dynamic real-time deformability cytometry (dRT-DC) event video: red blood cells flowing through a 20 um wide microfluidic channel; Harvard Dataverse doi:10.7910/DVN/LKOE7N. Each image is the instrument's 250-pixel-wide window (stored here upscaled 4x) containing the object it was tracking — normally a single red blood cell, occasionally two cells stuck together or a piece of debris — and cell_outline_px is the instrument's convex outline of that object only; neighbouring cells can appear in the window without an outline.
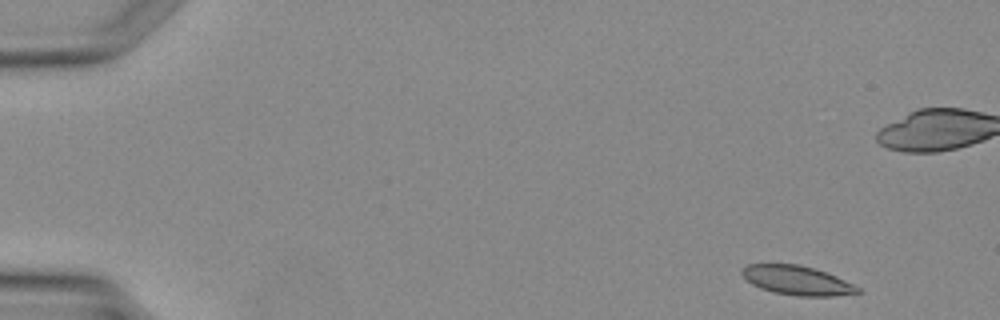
{"species": "Egyptian fruit bat (a non-hibernating species)", "species_latin": "Rousettus aegyptiacus", "temperature_condition": "warm", "stored_images_in_passage": 5, "camera_frame_rate_fps": 3000, "um_per_image_px": 0.085, "animal": {"sex": "female"}, "frame": {"image": 1, "passage_image": 1, "time_ms": 0.0, "image_size_px": [1000, 320], "cell_outline_px": [[860, 292], [832, 296], [796, 296], [772, 292], [760, 288], [752, 284], [740, 272], [748, 264], [800, 264], [816, 268], [836, 276], [860, 288]], "centroid_in_image_um": [67.74, 23.83], "position_along_channel_um": 17.3, "area_um2": 19.59}}